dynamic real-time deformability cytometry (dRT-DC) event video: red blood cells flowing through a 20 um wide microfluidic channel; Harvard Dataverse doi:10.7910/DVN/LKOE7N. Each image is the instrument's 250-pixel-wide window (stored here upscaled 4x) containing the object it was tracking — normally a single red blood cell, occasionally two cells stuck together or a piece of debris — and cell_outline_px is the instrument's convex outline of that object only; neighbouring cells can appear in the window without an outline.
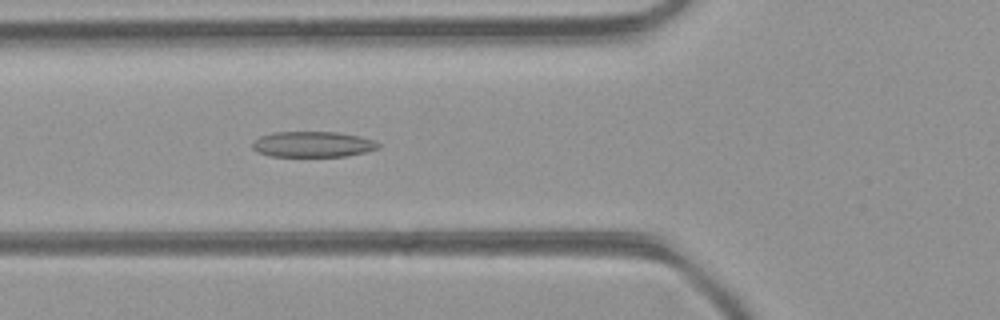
{"species": "common noctule bat (a hibernating species)", "species_latin": "Nyctalus noctula", "temperature_condition": "room temperature", "stored_images_in_passage": 46, "camera_frame_rate_fps": 3000, "um_per_image_px": 0.085, "animal": {"sex": "female", "body_mass_g": 21.9}, "frame": {"image": 1, "passage_image": 16, "time_ms": 5.0, "image_size_px": [1000, 320], "cell_outline_px": [[380, 148], [348, 156], [272, 156], [256, 152], [252, 148], [252, 144], [260, 136], [272, 132], [336, 132], [360, 136], [372, 140], [380, 144]], "centroid_in_image_um": [26.58, 12.26], "position_along_channel_um": 99.2, "area_um2": 18.79}}
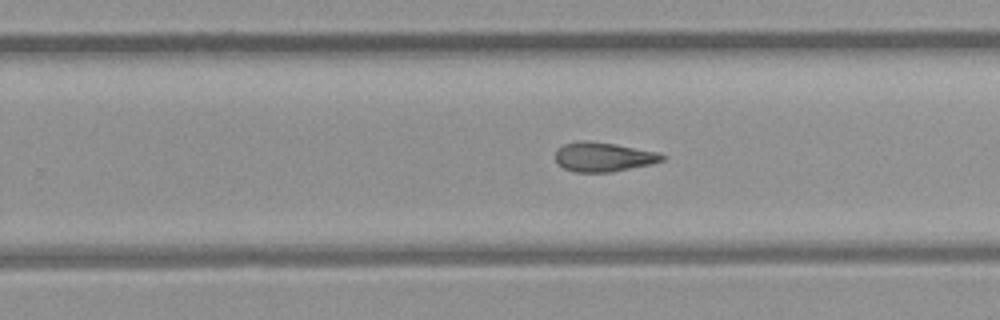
{"frame": {"image": 2, "passage_image": 28, "time_ms": 9.0, "image_size_px": [1000, 320], "cell_outline_px": [[668, 156], [664, 160], [652, 164], [612, 172], [576, 172], [564, 168], [556, 164], [556, 148], [564, 144], [580, 140], [588, 140], [660, 152]], "centroid_in_image_um": [51.3, 13.34], "position_along_channel_um": 278.5, "area_um2": 18.44}}
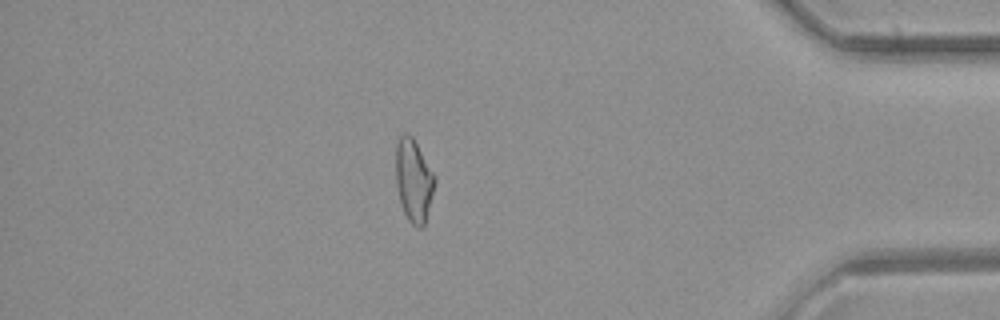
{"frame": {"image": 3, "passage_image": 39, "time_ms": 12.667, "image_size_px": [1000, 320], "cell_outline_px": [[436, 180], [424, 224], [420, 228], [412, 224], [408, 220], [404, 212], [400, 200], [396, 184], [396, 144], [400, 136], [404, 132], [408, 132], [412, 136], [436, 176]], "centroid_in_image_um": [35.16, 15.29], "position_along_channel_um": 400.0, "area_um2": 18.61}, "authors_computed_cell_mechanics": {"area_um2": 19.074, "velocity_mm_per_s": 4.4823, "shape_relaxation_time_tau1_ms": null, "shape_relaxation_time_tau2_ms": 3.0719, "deformation_change_tau1": null, "deformation_change_tau2": 0.1199}}